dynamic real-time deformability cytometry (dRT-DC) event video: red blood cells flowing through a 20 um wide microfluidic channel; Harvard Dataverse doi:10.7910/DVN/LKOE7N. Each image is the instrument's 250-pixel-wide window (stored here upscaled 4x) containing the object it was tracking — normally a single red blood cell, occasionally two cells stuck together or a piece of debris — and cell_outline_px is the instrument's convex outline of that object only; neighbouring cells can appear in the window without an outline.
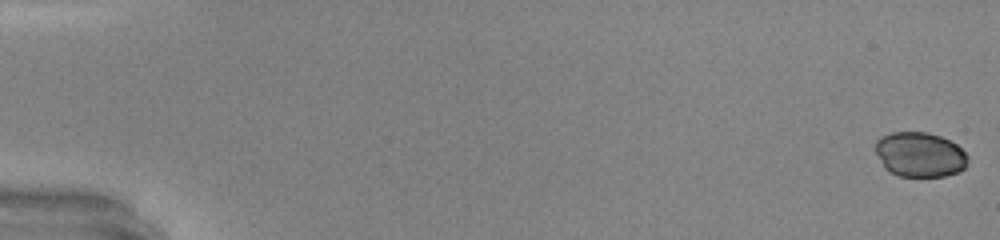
{"species": "common noctule bat (a hibernating species)", "species_latin": "Nyctalus noctula", "temperature_condition": "warm", "stored_images_in_passage": 49, "camera_frame_rate_fps": 3000, "um_per_image_px": 0.085, "animal": {"sex": "male", "body_mass_g": 20.0, "forearm_length_mm": 53.3}, "frame": {"image": 1, "passage_image": 1, "time_ms": 0.0, "image_size_px": [1000, 240], "cell_outline_px": [[968, 156], [964, 168], [960, 172], [944, 176], [900, 176], [884, 168], [876, 152], [876, 140], [880, 136], [892, 132], [928, 132], [940, 136], [956, 144]], "centroid_in_image_um": [78.18, 13.13], "position_along_channel_um": 6.8, "area_um2": 24.04}}
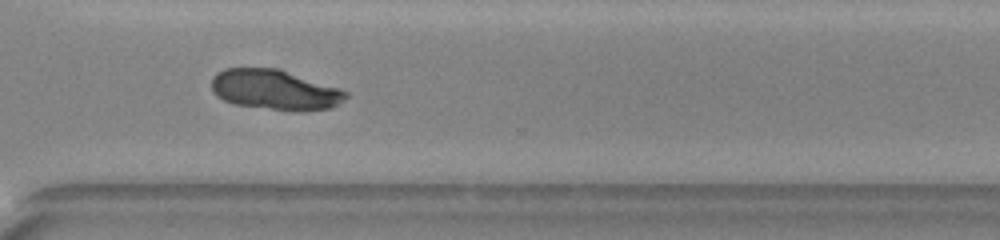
{"frame": {"image": 2, "passage_image": 37, "time_ms": 12.0, "image_size_px": [1000, 240], "cell_outline_px": [[348, 96], [344, 100], [332, 108], [296, 112], [232, 104], [216, 96], [212, 92], [212, 76], [216, 72], [224, 68], [280, 68], [348, 92]], "centroid_in_image_um": [23.33, 7.64], "position_along_channel_um": 347.3, "area_um2": 31.67}}
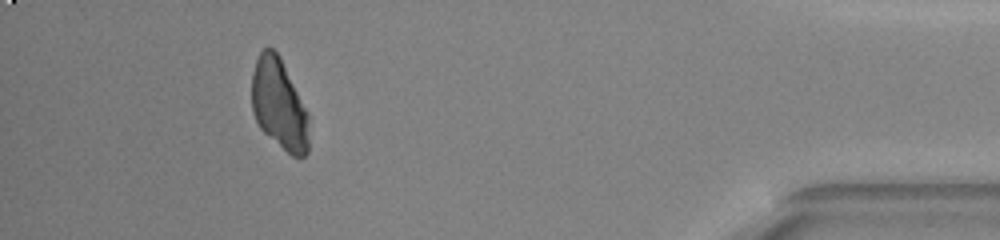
{"frame": {"image": 3, "passage_image": 45, "time_ms": 14.667, "image_size_px": [1000, 240], "cell_outline_px": [[308, 152], [304, 156], [292, 156], [264, 132], [260, 128], [252, 112], [252, 72], [256, 60], [260, 52], [268, 44], [280, 56], [308, 112]], "centroid_in_image_um": [23.71, 8.84], "position_along_channel_um": 411.5, "area_um2": 30.17}}